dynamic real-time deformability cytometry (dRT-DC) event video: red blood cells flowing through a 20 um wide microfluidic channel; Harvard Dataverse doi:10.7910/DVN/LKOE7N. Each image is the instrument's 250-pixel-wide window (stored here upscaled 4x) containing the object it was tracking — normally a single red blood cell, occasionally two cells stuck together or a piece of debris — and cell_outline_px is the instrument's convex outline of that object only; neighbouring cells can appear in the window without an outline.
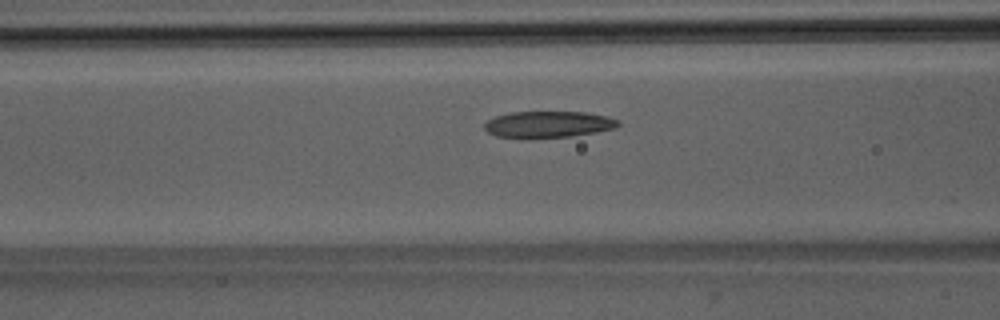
{"species": "Egyptian fruit bat (a non-hibernating species)", "species_latin": "Rousettus aegyptiacus", "temperature_condition": "room temperature", "stored_images_in_passage": 43, "camera_frame_rate_fps": 3000, "um_per_image_px": 0.085, "animal": {"sex": "male"}, "frame": {"image": 1, "passage_image": 12, "time_ms": 3.667, "image_size_px": [1000, 320], "cell_outline_px": [[620, 124], [616, 128], [596, 132], [568, 136], [528, 140], [496, 136], [488, 132], [484, 128], [484, 124], [488, 120], [496, 116], [512, 112], [584, 112], [608, 116], [620, 120]], "centroid_in_image_um": [46.59, 10.59], "position_along_channel_um": 120.0, "area_um2": 21.04}}
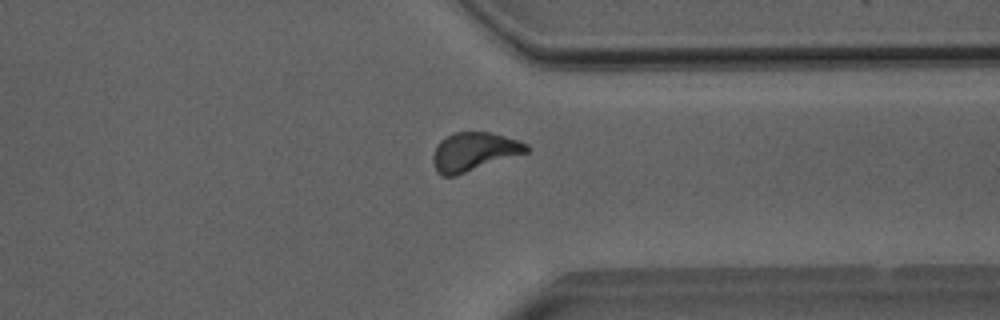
{"frame": {"image": 2, "passage_image": 31, "time_ms": 10.0, "image_size_px": [1000, 320], "cell_outline_px": [[532, 148], [528, 152], [456, 176], [440, 176], [436, 172], [432, 160], [432, 156], [440, 140], [456, 132], [488, 132], [520, 140], [528, 144]], "centroid_in_image_um": [40.3, 12.91], "position_along_channel_um": 371.1, "area_um2": 21.15}}
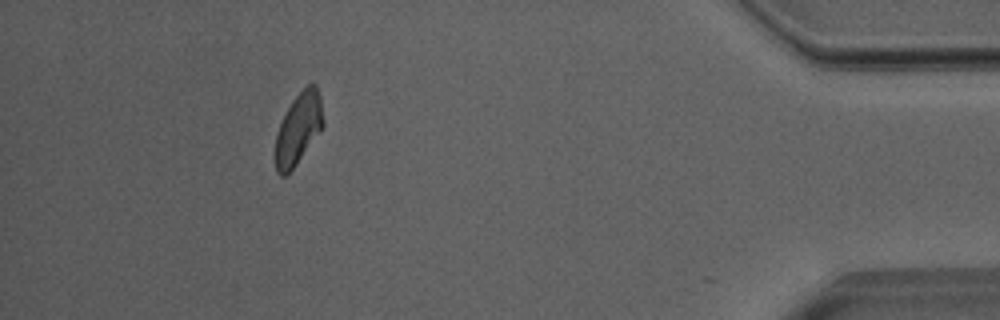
{"frame": {"image": 3, "passage_image": 38, "time_ms": 12.333, "image_size_px": [1000, 320], "cell_outline_px": [[324, 124], [296, 164], [284, 176], [280, 176], [276, 172], [276, 132], [292, 100], [308, 84], [316, 84], [320, 96]], "centroid_in_image_um": [25.36, 10.92], "position_along_channel_um": 409.8, "area_um2": 19.31}, "authors_computed_cell_mechanics": {"area_um2": 20.9236, "velocity_mm_per_s": 3.9822, "shape_relaxation_time_tau1_ms": 5.8531, "shape_relaxation_time_tau2_ms": 3.4944, "deformation_change_tau1": 0.1618, "deformation_change_tau2": 0.1029}}